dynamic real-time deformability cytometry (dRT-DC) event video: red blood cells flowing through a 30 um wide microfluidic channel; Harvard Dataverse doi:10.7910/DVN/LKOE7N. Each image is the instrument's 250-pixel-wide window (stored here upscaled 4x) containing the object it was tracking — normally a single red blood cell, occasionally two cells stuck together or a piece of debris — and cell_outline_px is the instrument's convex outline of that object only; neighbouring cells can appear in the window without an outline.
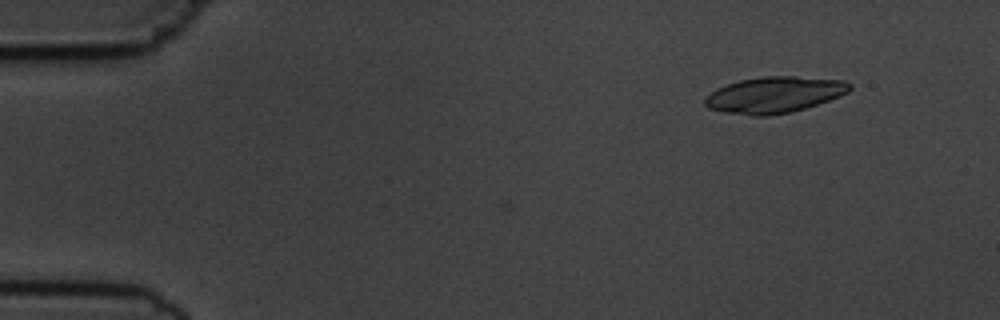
{"species": "common noctule bat (a hibernating species)", "species_latin": "Nyctalus noctula", "temperature_condition": "cold", "stored_images_in_passage": 2, "camera_frame_rate_fps": 3000, "um_per_image_px": 0.085, "animal": {"sex": "male", "body_mass_g": 19.5, "forearm_length_mm": 54.6}, "frame": {"image": 1, "passage_image": 2, "time_ms": 1.333, "image_size_px": [1000, 320], "cell_outline_px": [[852, 88], [848, 92], [840, 96], [792, 112], [768, 116], [752, 116], [724, 112], [708, 108], [704, 104], [704, 96], [716, 88], [740, 80], [764, 76], [796, 76], [844, 80], [852, 84]], "centroid_in_image_um": [65.8, 8.06], "position_along_channel_um": 19.2, "area_um2": 30.69}}